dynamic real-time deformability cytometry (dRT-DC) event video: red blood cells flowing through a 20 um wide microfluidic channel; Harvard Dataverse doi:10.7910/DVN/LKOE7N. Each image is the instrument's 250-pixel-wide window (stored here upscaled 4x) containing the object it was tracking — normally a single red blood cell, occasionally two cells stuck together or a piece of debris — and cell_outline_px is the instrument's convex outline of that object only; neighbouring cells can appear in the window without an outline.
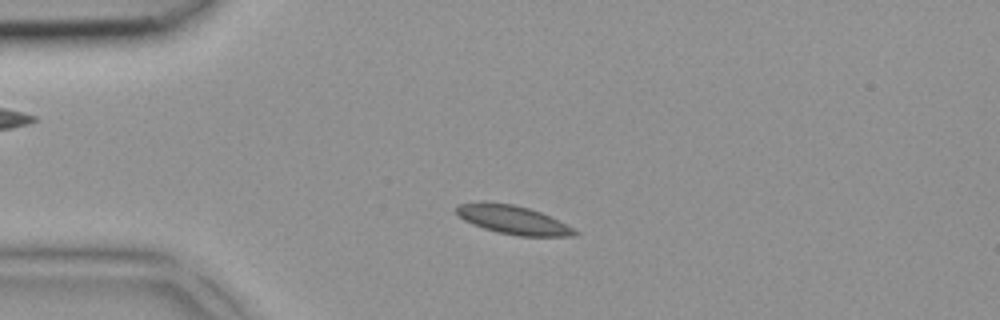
{"species": "common noctule bat (a hibernating species)", "species_latin": "Nyctalus noctula", "temperature_condition": "room temperature", "stored_images_in_passage": 4, "camera_frame_rate_fps": 3000, "um_per_image_px": 0.085, "animal": {"sex": "female", "body_mass_g": 18.4}, "frame": {"image": 1, "passage_image": 3, "time_ms": 0.667, "image_size_px": [1000, 320], "cell_outline_px": [[580, 236], [520, 236], [496, 232], [472, 224], [464, 220], [456, 212], [456, 204], [484, 200], [512, 204], [528, 208], [540, 212], [580, 232]], "centroid_in_image_um": [43.55, 18.67], "position_along_channel_um": 41.5, "area_um2": 19.83}}
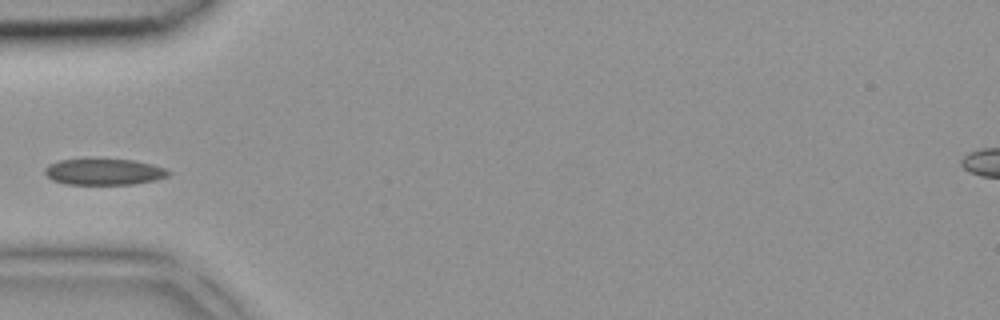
{"frame": {"image": 2, "passage_image": 4, "time_ms": 1.0, "image_size_px": [1000, 320], "cell_outline_px": [[172, 172], [168, 176], [156, 180], [132, 184], [64, 184], [52, 180], [44, 172], [44, 168], [48, 164], [60, 160], [88, 156], [136, 160], [152, 164], [164, 168]], "centroid_in_image_um": [8.8, 14.55], "position_along_channel_um": 76.2, "area_um2": 19.83}}